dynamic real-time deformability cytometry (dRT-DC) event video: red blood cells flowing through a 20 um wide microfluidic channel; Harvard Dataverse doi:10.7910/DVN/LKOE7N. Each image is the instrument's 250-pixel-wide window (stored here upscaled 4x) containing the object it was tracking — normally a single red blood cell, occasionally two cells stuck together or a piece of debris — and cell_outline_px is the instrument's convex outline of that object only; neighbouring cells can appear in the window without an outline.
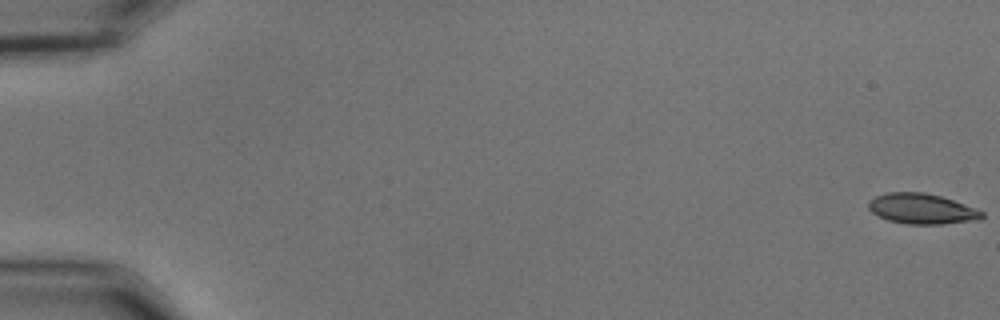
{"species": "common noctule bat (a hibernating species)", "species_latin": "Nyctalus noctula", "temperature_condition": "cold", "stored_images_in_passage": 15, "camera_frame_rate_fps": 3000, "um_per_image_px": 0.085, "animal": {"sex": "male", "body_mass_g": 15.6}, "frame": {"image": 1, "passage_image": 1, "time_ms": 0.0, "image_size_px": [1000, 320], "cell_outline_px": [[984, 216], [980, 220], [940, 224], [908, 224], [888, 220], [872, 212], [868, 208], [868, 200], [876, 196], [888, 192], [924, 192], [940, 196], [976, 208], [984, 212]], "centroid_in_image_um": [78.36, 17.74], "position_along_channel_um": 6.6, "area_um2": 20.06}}
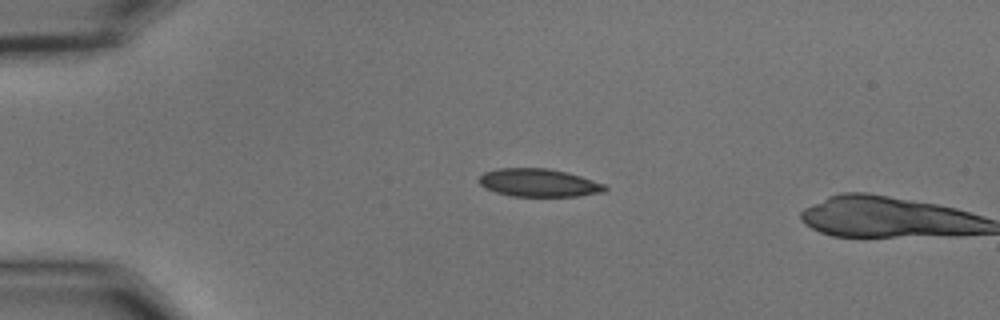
{"frame": {"image": 2, "passage_image": 14, "time_ms": 4.333, "image_size_px": [1000, 320], "cell_outline_px": [[608, 188], [604, 192], [576, 196], [512, 196], [496, 192], [484, 188], [480, 184], [480, 176], [484, 172], [496, 168], [548, 168], [580, 176], [604, 184]], "centroid_in_image_um": [45.77, 15.53], "position_along_channel_um": 39.2, "area_um2": 20.4}}